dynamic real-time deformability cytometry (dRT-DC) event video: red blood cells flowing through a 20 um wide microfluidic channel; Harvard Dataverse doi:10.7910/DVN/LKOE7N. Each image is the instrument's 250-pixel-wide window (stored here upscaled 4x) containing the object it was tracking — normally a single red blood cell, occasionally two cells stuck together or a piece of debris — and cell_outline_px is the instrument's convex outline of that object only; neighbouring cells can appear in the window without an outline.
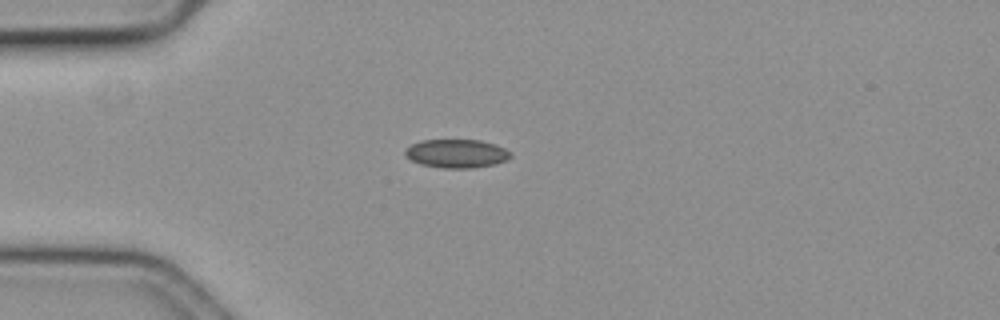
{"species": "common noctule bat (a hibernating species)", "species_latin": "Nyctalus noctula", "temperature_condition": "cold", "stored_images_in_passage": 28, "camera_frame_rate_fps": 3000, "um_per_image_px": 0.085, "animal": {"sex": "female", "body_mass_g": 19.3, "forearm_length_mm": 54.1}, "frame": {"image": 1, "passage_image": 1, "time_ms": 0.0, "image_size_px": [1000, 320], "cell_outline_px": [[512, 156], [508, 160], [496, 164], [472, 168], [444, 168], [420, 164], [404, 156], [404, 148], [420, 140], [480, 140], [496, 144], [512, 152]], "centroid_in_image_um": [38.82, 13.05], "position_along_channel_um": 46.2, "area_um2": 17.8}}
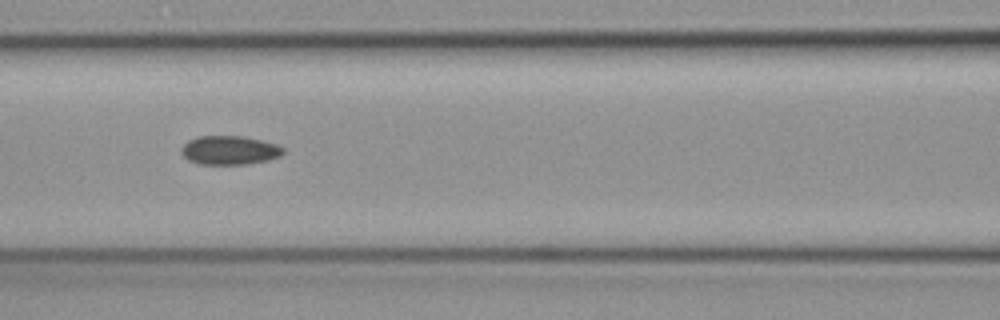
{"frame": {"image": 2, "passage_image": 11, "time_ms": 3.333, "image_size_px": [1000, 320], "cell_outline_px": [[284, 152], [280, 156], [268, 160], [248, 164], [200, 164], [188, 160], [180, 152], [180, 148], [188, 140], [200, 136], [244, 136], [276, 144], [284, 148]], "centroid_in_image_um": [19.5, 12.77], "position_along_channel_um": 147.1, "area_um2": 17.17}}
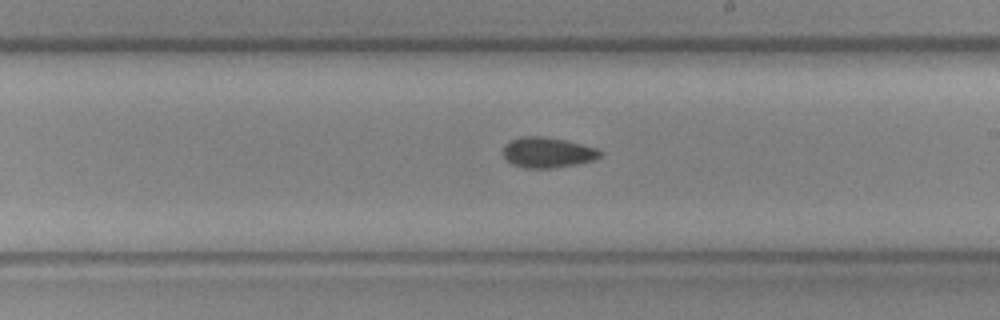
{"frame": {"image": 3, "passage_image": 19, "time_ms": 6.0, "image_size_px": [1000, 320], "cell_outline_px": [[604, 152], [600, 156], [592, 160], [576, 164], [552, 168], [524, 168], [512, 164], [504, 156], [504, 144], [520, 136], [540, 136], [564, 140], [596, 148]], "centroid_in_image_um": [46.53, 12.96], "position_along_channel_um": 242.5, "area_um2": 16.99}, "authors_computed_cell_mechanics": {"area_um2": 17.2244, "velocity_mm_per_s": 3.5829, "shape_relaxation_time_tau1_ms": null, "shape_relaxation_time_tau2_ms": 1.611, "deformation_change_tau1": null, "deformation_change_tau2": 0.0483}}